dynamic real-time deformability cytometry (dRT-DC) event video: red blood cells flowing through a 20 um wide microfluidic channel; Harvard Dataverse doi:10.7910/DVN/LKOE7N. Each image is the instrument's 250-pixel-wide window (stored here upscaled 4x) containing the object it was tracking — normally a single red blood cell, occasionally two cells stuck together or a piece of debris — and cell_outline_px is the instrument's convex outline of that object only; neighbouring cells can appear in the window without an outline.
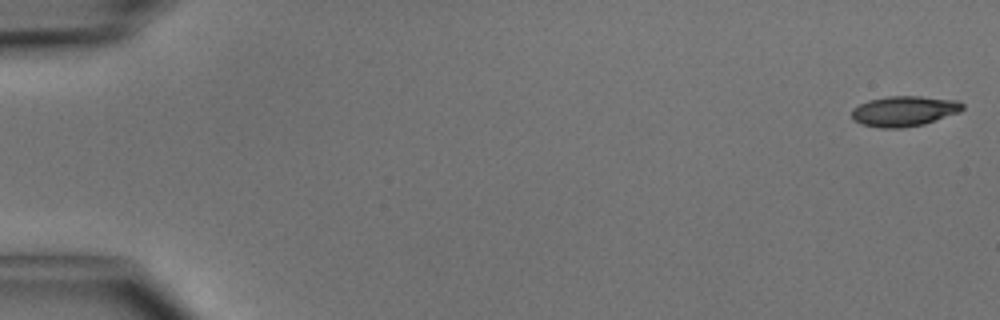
{"species": "common noctule bat (a hibernating species)", "species_latin": "Nyctalus noctula", "temperature_condition": "cold", "stored_images_in_passage": 49, "camera_frame_rate_fps": 3000, "um_per_image_px": 0.085, "animal": {"sex": "male", "body_mass_g": 15.6}, "frame": {"image": 1, "passage_image": 1, "time_ms": 0.0, "image_size_px": [1000, 320], "cell_outline_px": [[964, 108], [960, 112], [924, 124], [904, 128], [880, 128], [864, 124], [852, 120], [852, 108], [868, 100], [888, 96], [920, 96], [960, 100], [964, 104]], "centroid_in_image_um": [76.88, 9.44], "position_along_channel_um": 8.1, "area_um2": 19.77}}
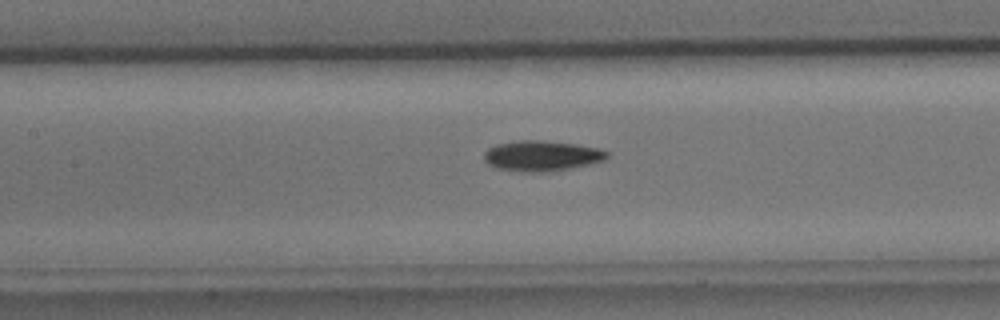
{"frame": {"image": 2, "passage_image": 23, "time_ms": 7.333, "image_size_px": [1000, 320], "cell_outline_px": [[608, 156], [604, 160], [588, 164], [548, 172], [524, 172], [496, 168], [488, 164], [484, 160], [484, 152], [488, 148], [496, 144], [516, 140], [544, 140], [576, 144], [600, 148], [608, 152]], "centroid_in_image_um": [46.01, 13.23], "position_along_channel_um": 161.4, "area_um2": 21.91}}
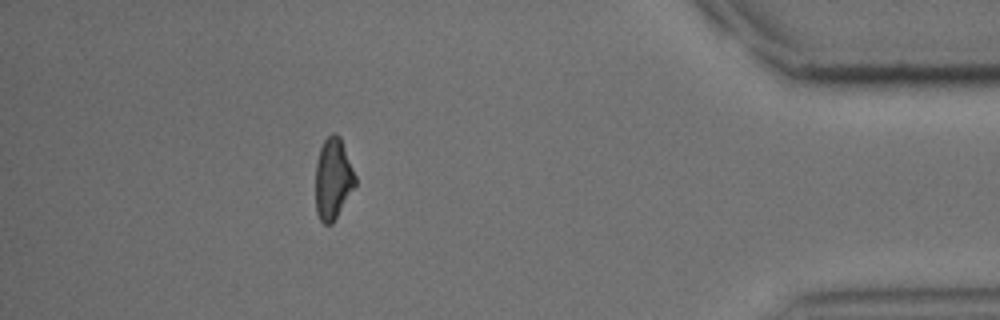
{"frame": {"image": 3, "passage_image": 44, "time_ms": 14.333, "image_size_px": [1000, 320], "cell_outline_px": [[356, 184], [332, 224], [324, 224], [320, 220], [316, 212], [316, 160], [320, 148], [324, 140], [332, 132], [336, 132], [340, 136], [356, 176]], "centroid_in_image_um": [28.3, 15.17], "position_along_channel_um": 406.9, "area_um2": 18.79}, "authors_computed_cell_mechanics": {"area_um2": 19.941, "velocity_mm_per_s": 4.1261, "shape_relaxation_time_tau1_ms": 2.4073, "shape_relaxation_time_tau2_ms": null, "deformation_change_tau1": 0.1333, "deformation_change_tau2": null}}